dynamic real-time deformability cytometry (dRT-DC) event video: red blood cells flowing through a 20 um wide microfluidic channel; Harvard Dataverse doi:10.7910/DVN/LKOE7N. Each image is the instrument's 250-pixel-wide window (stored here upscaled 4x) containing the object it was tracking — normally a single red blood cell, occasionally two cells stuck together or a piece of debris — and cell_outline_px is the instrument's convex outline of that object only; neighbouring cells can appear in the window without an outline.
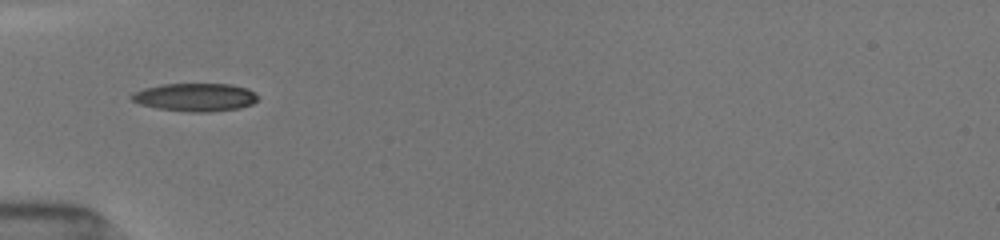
{"species": "common noctule bat (a hibernating species)", "species_latin": "Nyctalus noctula", "temperature_condition": "room temperature", "stored_images_in_passage": 44, "camera_frame_rate_fps": 3000, "um_per_image_px": 0.085, "animal": {"sex": "female", "body_mass_g": 19.5, "forearm_length_mm": 54.1}, "frame": {"image": 1, "passage_image": 1, "time_ms": 0.0, "image_size_px": [1000, 240], "cell_outline_px": [[260, 96], [252, 104], [240, 108], [208, 112], [192, 112], [156, 108], [140, 104], [132, 100], [132, 92], [144, 88], [164, 84], [232, 84], [248, 88], [256, 92]], "centroid_in_image_um": [16.64, 8.26], "position_along_channel_um": 68.4, "area_um2": 20.75}}
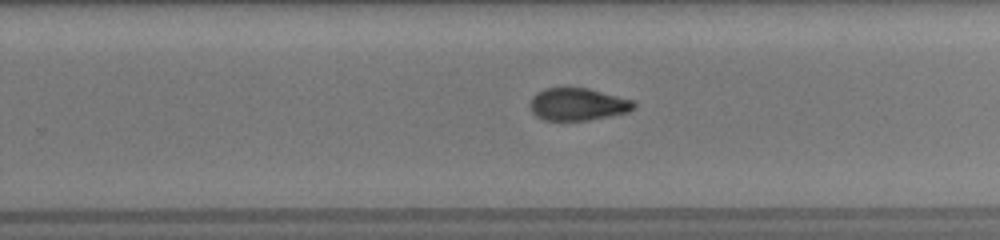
{"frame": {"image": 2, "passage_image": 23, "time_ms": 5.333, "image_size_px": [1000, 240], "cell_outline_px": [[636, 108], [628, 112], [588, 120], [544, 120], [536, 116], [532, 112], [528, 104], [532, 96], [536, 92], [544, 88], [588, 88], [632, 100], [636, 104]], "centroid_in_image_um": [49.07, 8.86], "position_along_channel_um": 280.7, "area_um2": 19.65}}
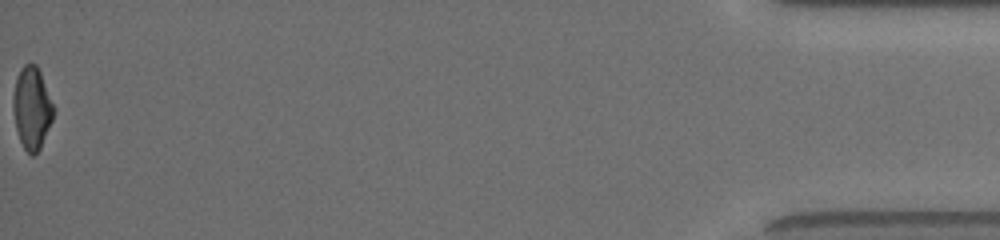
{"frame": {"image": 3, "passage_image": 44, "time_ms": 11.333, "image_size_px": [1000, 240], "cell_outline_px": [[56, 108], [52, 120], [40, 148], [32, 156], [24, 148], [20, 140], [16, 128], [12, 108], [12, 100], [16, 76], [20, 68], [24, 64], [36, 64], [40, 72]], "centroid_in_image_um": [2.71, 9.15], "position_along_channel_um": 432.5, "area_um2": 19.48}, "authors_computed_cell_mechanics": {"area_um2": 20.2589, "velocity_mm_per_s": 4.0178, "shape_relaxation_time_tau1_ms": 4.694, "shape_relaxation_time_tau2_ms": 2.3731, "deformation_change_tau1": 0.1686, "deformation_change_tau2": 0.077}}